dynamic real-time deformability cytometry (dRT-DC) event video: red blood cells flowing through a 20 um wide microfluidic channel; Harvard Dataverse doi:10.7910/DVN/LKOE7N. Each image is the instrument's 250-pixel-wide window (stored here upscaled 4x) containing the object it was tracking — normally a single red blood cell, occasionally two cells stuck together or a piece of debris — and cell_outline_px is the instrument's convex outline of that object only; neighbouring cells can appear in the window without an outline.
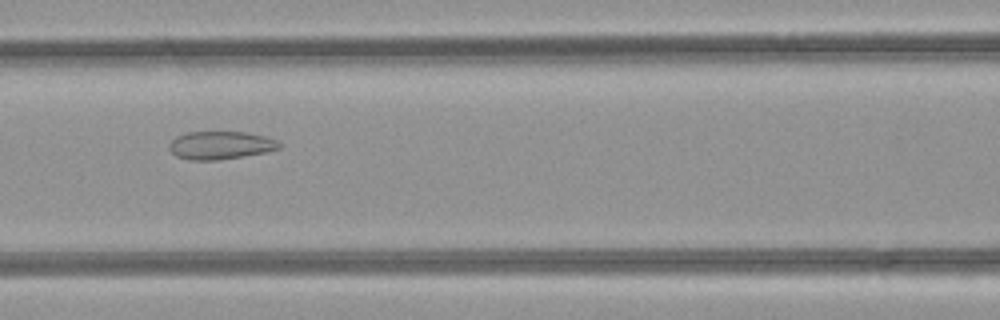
{"species": "common noctule bat (a hibernating species)", "species_latin": "Nyctalus noctula", "temperature_condition": "room temperature", "stored_images_in_passage": 34, "camera_frame_rate_fps": 3000, "um_per_image_px": 0.085, "animal": {"sex": "female", "body_mass_g": 21.9}, "frame": {"image": 1, "passage_image": 13, "time_ms": 4.0, "image_size_px": [1000, 320], "cell_outline_px": [[280, 148], [264, 152], [216, 160], [188, 160], [176, 156], [168, 148], [168, 144], [176, 136], [188, 132], [244, 132], [264, 136], [276, 140], [280, 144]], "centroid_in_image_um": [18.68, 12.34], "position_along_channel_um": 147.9, "area_um2": 17.74}}
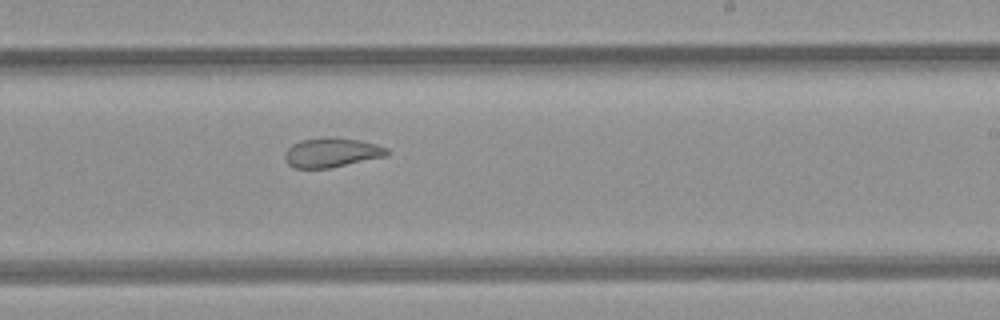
{"frame": {"image": 2, "passage_image": 21, "time_ms": 6.667, "image_size_px": [1000, 320], "cell_outline_px": [[388, 156], [328, 168], [296, 168], [288, 164], [284, 160], [284, 156], [288, 148], [292, 144], [300, 140], [324, 136], [332, 136], [360, 140], [376, 144], [388, 148]], "centroid_in_image_um": [28.19, 12.95], "position_along_channel_um": 260.8, "area_um2": 17.74}}
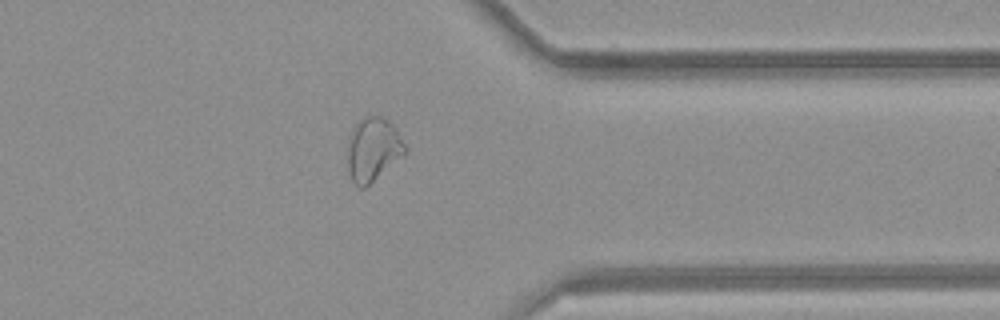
{"frame": {"image": 3, "passage_image": 30, "time_ms": 9.667, "image_size_px": [1000, 320], "cell_outline_px": [[408, 152], [364, 188], [360, 188], [352, 180], [348, 172], [348, 136], [352, 128], [364, 116], [384, 116], [392, 124], [408, 148]], "centroid_in_image_um": [31.71, 12.68], "position_along_channel_um": 379.7, "area_um2": 21.39}, "authors_computed_cell_mechanics": {"area_um2": 19.2185, "velocity_mm_per_s": 4.2498, "shape_relaxation_time_tau1_ms": null, "shape_relaxation_time_tau2_ms": 1.5751, "deformation_change_tau1": null, "deformation_change_tau2": 0.08}}